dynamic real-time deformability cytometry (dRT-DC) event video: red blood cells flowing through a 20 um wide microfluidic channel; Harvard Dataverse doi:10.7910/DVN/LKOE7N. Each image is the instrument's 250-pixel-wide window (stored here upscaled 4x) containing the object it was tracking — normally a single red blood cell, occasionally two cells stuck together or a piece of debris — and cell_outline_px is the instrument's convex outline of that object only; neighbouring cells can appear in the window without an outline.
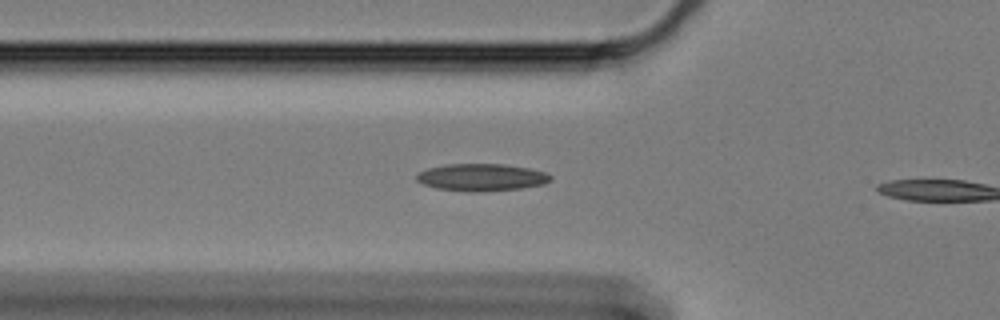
{"species": "Egyptian fruit bat (a non-hibernating species)", "species_latin": "Rousettus aegyptiacus", "temperature_condition": "cold", "stored_images_in_passage": 9, "camera_frame_rate_fps": 3000, "um_per_image_px": 0.085, "animal": {"sex": "female"}, "frame": {"image": 1, "passage_image": 8, "time_ms": 2.333, "image_size_px": [1000, 320], "cell_outline_px": [[552, 180], [544, 184], [520, 188], [484, 192], [468, 192], [436, 188], [424, 184], [416, 180], [416, 172], [428, 168], [444, 164], [504, 164], [528, 168], [544, 172], [552, 176]], "centroid_in_image_um": [40.9, 15.07], "position_along_channel_um": 84.9, "area_um2": 21.44}}